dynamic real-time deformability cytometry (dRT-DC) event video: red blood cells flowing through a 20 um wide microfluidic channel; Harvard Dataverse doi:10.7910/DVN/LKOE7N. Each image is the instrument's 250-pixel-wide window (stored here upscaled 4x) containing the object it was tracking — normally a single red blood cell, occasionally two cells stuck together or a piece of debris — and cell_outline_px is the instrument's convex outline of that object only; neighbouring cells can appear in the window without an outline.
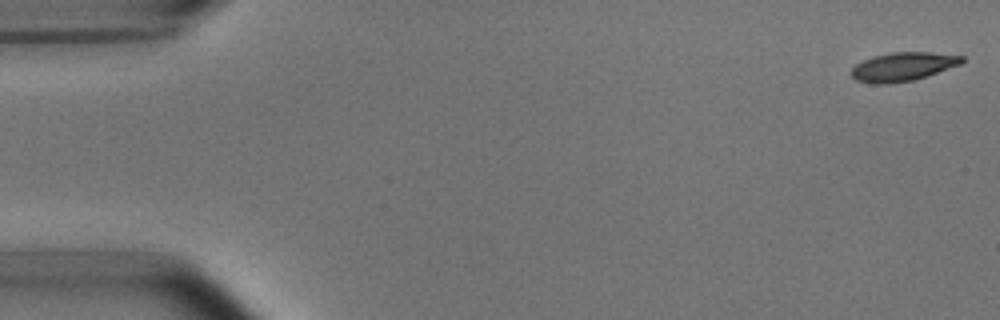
{"species": "common noctule bat (a hibernating species)", "species_latin": "Nyctalus noctula", "temperature_condition": "room temperature", "stored_images_in_passage": 52, "camera_frame_rate_fps": 3000, "um_per_image_px": 0.085, "animal": {"sex": "male", "body_mass_g": 15.6}, "frame": {"image": 1, "passage_image": 1, "time_ms": 0.0, "image_size_px": [1000, 320], "cell_outline_px": [[964, 60], [960, 64], [912, 80], [888, 84], [872, 84], [856, 80], [852, 76], [852, 68], [856, 64], [872, 56], [892, 52], [928, 52], [964, 56]], "centroid_in_image_um": [76.7, 5.66], "position_along_channel_um": 8.3, "area_um2": 18.21}}
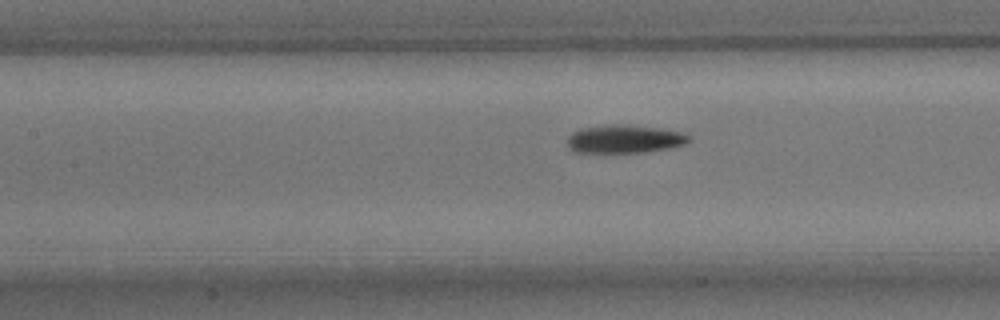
{"frame": {"image": 2, "passage_image": 23, "time_ms": 7.333, "image_size_px": [1000, 320], "cell_outline_px": [[692, 140], [688, 144], [668, 148], [644, 152], [576, 152], [568, 144], [568, 136], [572, 132], [580, 128], [612, 124], [628, 124], [660, 128], [684, 132], [692, 136]], "centroid_in_image_um": [53.17, 11.8], "position_along_channel_um": 154.2, "area_um2": 20.17}}
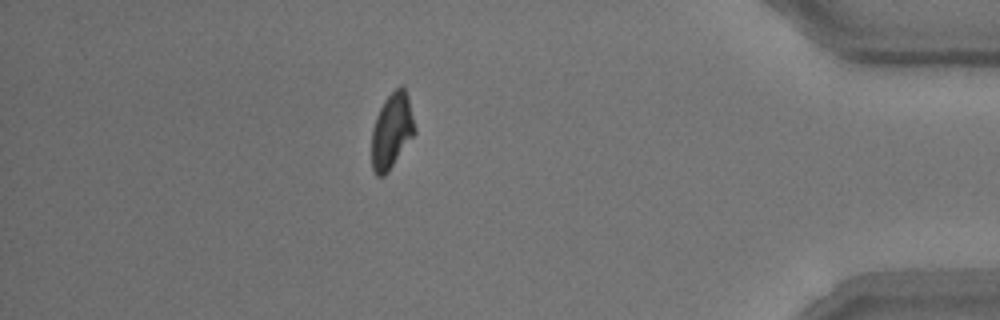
{"frame": {"image": 3, "passage_image": 46, "time_ms": 15.0, "image_size_px": [1000, 320], "cell_outline_px": [[416, 132], [388, 172], [384, 176], [376, 176], [372, 168], [372, 128], [376, 116], [384, 100], [400, 84], [404, 88], [408, 96], [416, 128]], "centroid_in_image_um": [33.3, 11.12], "position_along_channel_um": 401.9, "area_um2": 18.9}, "authors_computed_cell_mechanics": {"area_um2": 19.3919, "velocity_mm_per_s": 3.7767, "shape_relaxation_time_tau1_ms": 2.7797, "shape_relaxation_time_tau2_ms": 4.2123, "deformation_change_tau1": 0.1262, "deformation_change_tau2": 0.1071}}